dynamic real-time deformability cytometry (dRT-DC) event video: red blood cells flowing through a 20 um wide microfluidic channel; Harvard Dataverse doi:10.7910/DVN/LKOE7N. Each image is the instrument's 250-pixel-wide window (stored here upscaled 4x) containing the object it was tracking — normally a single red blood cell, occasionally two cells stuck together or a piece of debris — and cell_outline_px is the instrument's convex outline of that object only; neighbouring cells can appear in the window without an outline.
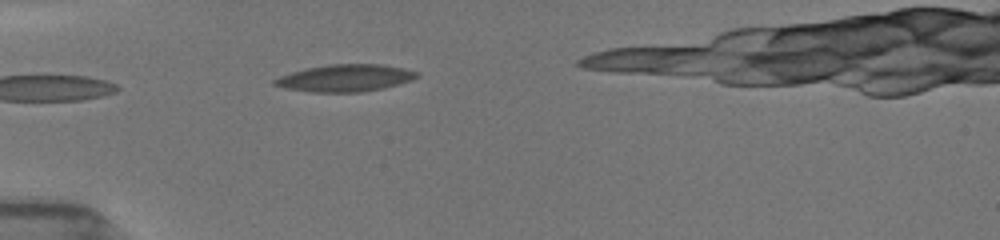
{"species": "common noctule bat (a hibernating species)", "species_latin": "Nyctalus noctula", "temperature_condition": "room temperature", "stored_images_in_passage": 4, "camera_frame_rate_fps": 3000, "um_per_image_px": 0.085, "animal": {"sex": "female", "body_mass_g": 19.5, "forearm_length_mm": 54.1}, "frame": {"image": 1, "passage_image": 1, "time_ms": 0.0, "image_size_px": [1000, 240], "cell_outline_px": [[420, 76], [412, 80], [384, 88], [360, 92], [308, 92], [284, 88], [272, 84], [272, 80], [280, 76], [292, 72], [308, 68], [328, 64], [384, 64], [404, 68], [420, 72]], "centroid_in_image_um": [29.37, 6.63], "position_along_channel_um": 55.6, "area_um2": 22.66}}
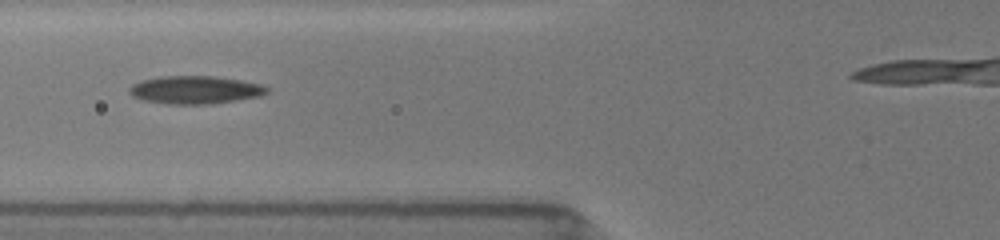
{"frame": {"image": 2, "passage_image": 3, "time_ms": 1.667, "image_size_px": [1000, 240], "cell_outline_px": [[268, 92], [260, 96], [212, 104], [168, 104], [140, 100], [132, 96], [128, 92], [128, 88], [132, 84], [140, 80], [160, 76], [216, 76], [264, 84], [268, 88]], "centroid_in_image_um": [16.55, 7.63], "position_along_channel_um": 109.2, "area_um2": 22.72}}